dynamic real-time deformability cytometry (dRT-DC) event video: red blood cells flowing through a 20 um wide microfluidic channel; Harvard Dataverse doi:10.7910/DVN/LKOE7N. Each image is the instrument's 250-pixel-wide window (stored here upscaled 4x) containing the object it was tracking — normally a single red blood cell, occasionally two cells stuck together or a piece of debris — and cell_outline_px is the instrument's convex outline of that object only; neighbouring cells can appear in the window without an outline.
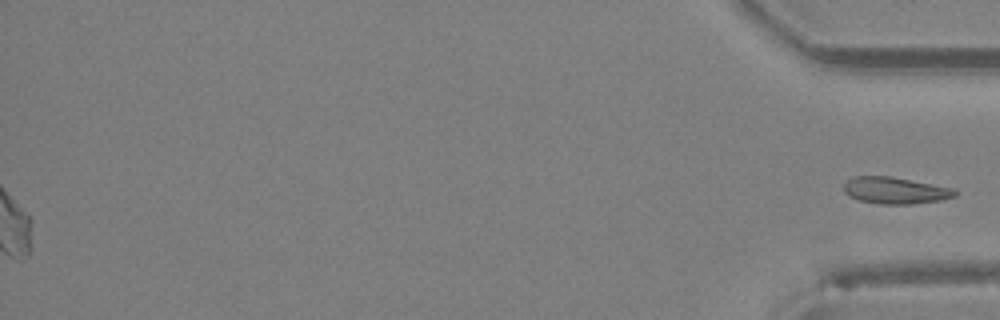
{"species": "Egyptian fruit bat (a non-hibernating species)", "species_latin": "Rousettus aegyptiacus", "temperature_condition": "room temperature", "stored_images_in_passage": 30, "segment_of_instrument_passage": [2, 2], "camera_frame_rate_fps": 3000, "um_per_image_px": 0.085, "animal": {"sex": "female"}, "frame": {"image": 1, "passage_image": 30, "time_ms": 9.667, "image_size_px": [1000, 320], "cell_outline_px": [[960, 192], [956, 196], [940, 200], [912, 204], [880, 204], [860, 200], [848, 196], [844, 192], [844, 184], [852, 176], [888, 176], [956, 188]], "centroid_in_image_um": [76.13, 16.19], "position_along_channel_um": 359.1, "area_um2": 17.4}}